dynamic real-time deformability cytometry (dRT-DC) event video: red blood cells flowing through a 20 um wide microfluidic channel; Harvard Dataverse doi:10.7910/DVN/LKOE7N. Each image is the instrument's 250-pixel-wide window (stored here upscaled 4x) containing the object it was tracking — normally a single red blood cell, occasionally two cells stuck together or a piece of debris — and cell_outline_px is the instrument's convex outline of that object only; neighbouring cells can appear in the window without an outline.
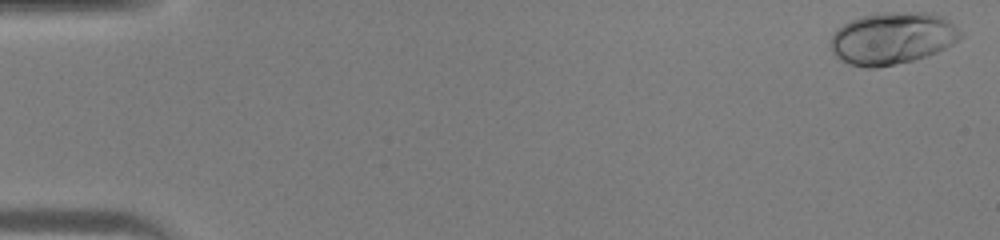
{"species": "human", "species_latin": "Homo sapiens", "temperature_condition": "warm", "stored_images_in_passage": 45, "camera_frame_rate_fps": 3000, "um_per_image_px": 0.085, "donor": {"sex": "male"}, "frame": {"image": 1, "passage_image": 1, "time_ms": 0.0, "image_size_px": [1000, 240], "cell_outline_px": [[964, 36], [960, 40], [936, 52], [912, 60], [876, 68], [868, 68], [848, 64], [840, 60], [832, 52], [832, 36], [836, 28], [860, 16], [880, 12], [932, 12], [944, 16], [964, 32]], "centroid_in_image_um": [75.89, 3.23], "position_along_channel_um": 9.1, "area_um2": 39.77}}
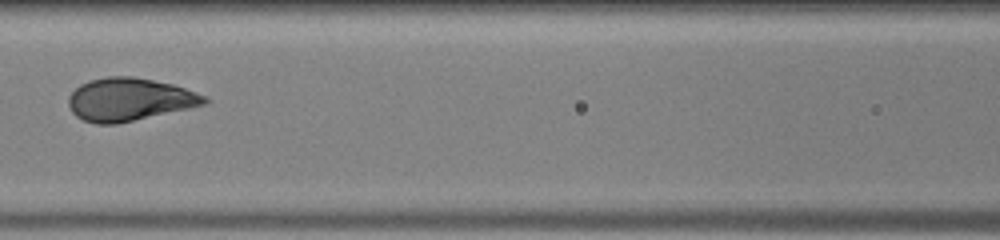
{"frame": {"image": 2, "passage_image": 21, "time_ms": 6.667, "image_size_px": [1000, 240], "cell_outline_px": [[212, 100], [208, 104], [192, 108], [116, 124], [96, 124], [84, 120], [76, 116], [72, 112], [68, 104], [68, 96], [80, 84], [88, 80], [108, 76], [132, 76], [172, 84], [196, 92]], "centroid_in_image_um": [11.01, 8.46], "position_along_channel_um": 155.6, "area_um2": 34.16}}
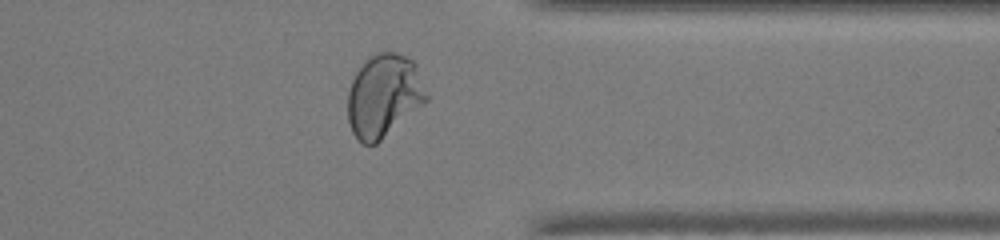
{"frame": {"image": 3, "passage_image": 36, "time_ms": 11.667, "image_size_px": [1000, 240], "cell_outline_px": [[428, 100], [424, 104], [376, 144], [364, 144], [352, 132], [348, 120], [348, 88], [356, 72], [364, 60], [368, 56], [376, 52], [396, 52], [412, 60], [416, 64], [428, 96]], "centroid_in_image_um": [32.62, 8.11], "position_along_channel_um": 378.8, "area_um2": 38.09}}